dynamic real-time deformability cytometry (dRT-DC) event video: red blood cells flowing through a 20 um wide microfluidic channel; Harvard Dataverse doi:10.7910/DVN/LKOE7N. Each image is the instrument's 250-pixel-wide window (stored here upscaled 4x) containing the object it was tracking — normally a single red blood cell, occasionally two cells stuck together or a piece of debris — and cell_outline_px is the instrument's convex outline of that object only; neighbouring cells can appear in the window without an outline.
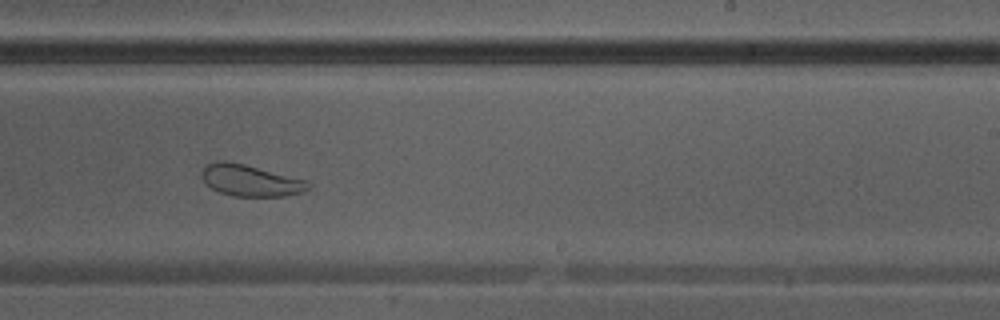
{"species": "Egyptian fruit bat (a non-hibernating species)", "species_latin": "Rousettus aegyptiacus", "temperature_condition": "warm", "stored_images_in_passage": 34, "camera_frame_rate_fps": 3000, "um_per_image_px": 0.085, "animal": {"sex": "male"}, "frame": {"image": 1, "passage_image": 20, "time_ms": 6.333, "image_size_px": [1000, 320], "cell_outline_px": [[312, 184], [304, 192], [284, 196], [232, 196], [220, 192], [212, 188], [200, 176], [200, 172], [208, 164], [220, 160], [224, 160], [244, 164], [308, 180]], "centroid_in_image_um": [21.31, 15.34], "position_along_channel_um": 267.7, "area_um2": 19.54}}
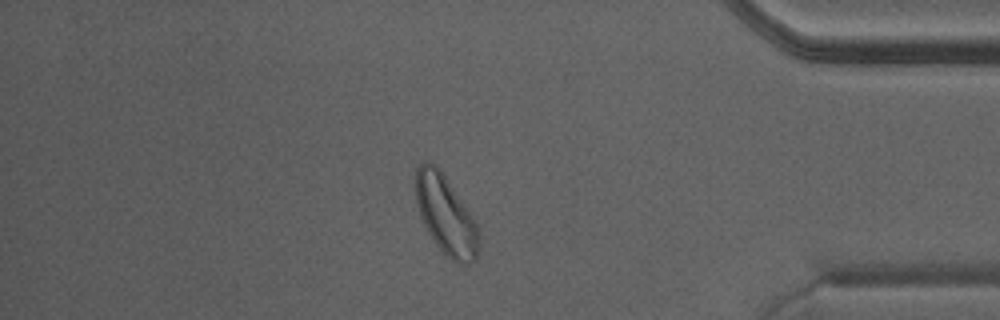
{"frame": {"image": 2, "passage_image": 29, "time_ms": 9.333, "image_size_px": [1000, 320], "cell_outline_px": [[480, 248], [476, 256], [468, 264], [460, 264], [452, 260], [436, 244], [428, 232], [420, 216], [416, 204], [416, 168], [420, 164], [428, 160], [440, 168], [476, 220], [480, 232]], "centroid_in_image_um": [37.92, 18.26], "position_along_channel_um": 397.3, "area_um2": 29.25}}